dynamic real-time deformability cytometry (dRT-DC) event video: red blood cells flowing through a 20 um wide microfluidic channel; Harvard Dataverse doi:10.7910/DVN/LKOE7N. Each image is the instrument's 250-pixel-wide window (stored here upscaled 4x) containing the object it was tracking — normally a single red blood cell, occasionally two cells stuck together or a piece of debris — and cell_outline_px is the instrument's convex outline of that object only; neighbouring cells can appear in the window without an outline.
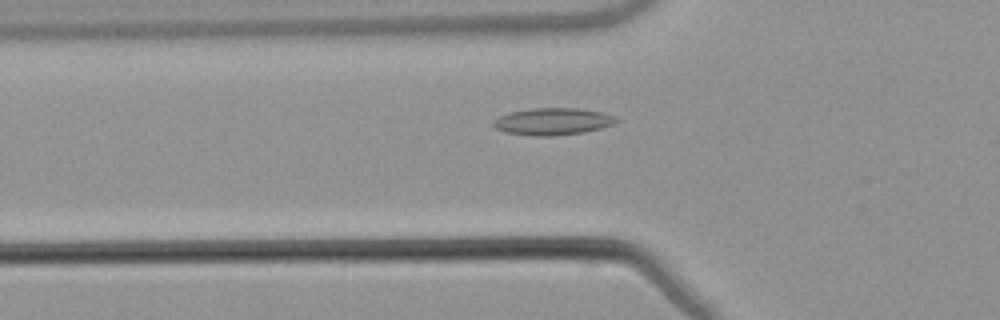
{"species": "common noctule bat (a hibernating species)", "species_latin": "Nyctalus noctula", "temperature_condition": "warm", "stored_images_in_passage": 52, "camera_frame_rate_fps": 3000, "um_per_image_px": 0.085, "animal": {"sex": "male", "body_mass_g": 21.5, "forearm_length_mm": 52.0}, "frame": {"image": 1, "passage_image": 17, "time_ms": 5.333, "image_size_px": [1000, 320], "cell_outline_px": [[620, 120], [612, 124], [600, 128], [584, 132], [552, 136], [532, 136], [504, 132], [496, 128], [492, 124], [492, 120], [508, 112], [532, 108], [576, 108], [600, 112], [616, 116]], "centroid_in_image_um": [46.95, 10.32], "position_along_channel_um": 78.9, "area_um2": 19.42}}
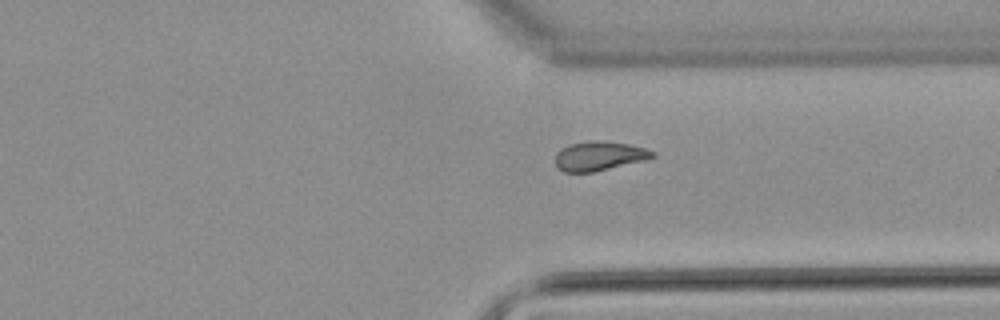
{"frame": {"image": 2, "passage_image": 39, "time_ms": 12.667, "image_size_px": [1000, 320], "cell_outline_px": [[656, 156], [644, 160], [592, 172], [564, 172], [556, 164], [556, 152], [568, 144], [588, 140], [604, 140], [628, 144], [644, 148], [656, 152]], "centroid_in_image_um": [50.92, 13.23], "position_along_channel_um": 360.5, "area_um2": 16.53}}
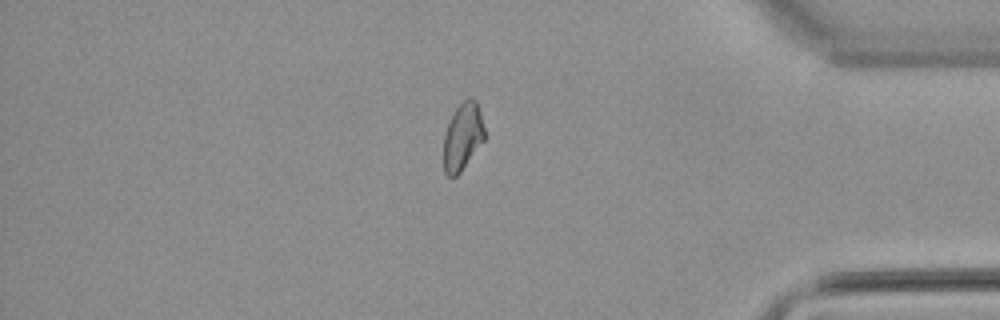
{"frame": {"image": 3, "passage_image": 44, "time_ms": 14.333, "image_size_px": [1000, 320], "cell_outline_px": [[484, 140], [460, 172], [456, 176], [448, 176], [444, 172], [444, 136], [448, 124], [456, 108], [468, 96], [472, 96], [476, 100], [480, 112], [484, 128]], "centroid_in_image_um": [39.33, 11.59], "position_along_channel_um": 395.9, "area_um2": 15.84}, "authors_computed_cell_mechanics": {"area_um2": 16.9643, "velocity_mm_per_s": 3.8414, "shape_relaxation_time_tau1_ms": null, "shape_relaxation_time_tau2_ms": 4.552, "deformation_change_tau1": null, "deformation_change_tau2": 0.1188}}